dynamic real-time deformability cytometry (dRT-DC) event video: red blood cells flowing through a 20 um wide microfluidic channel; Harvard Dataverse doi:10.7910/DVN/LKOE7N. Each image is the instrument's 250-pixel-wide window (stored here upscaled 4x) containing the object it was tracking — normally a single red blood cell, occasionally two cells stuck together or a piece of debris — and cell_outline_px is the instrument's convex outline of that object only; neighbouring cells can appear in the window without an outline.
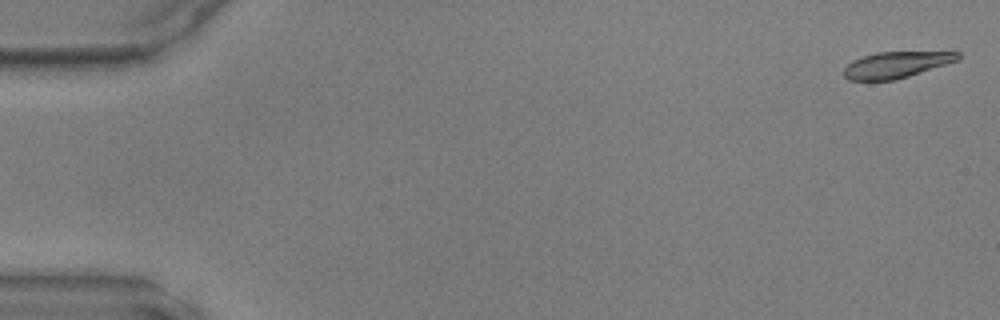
{"species": "common noctule bat (a hibernating species)", "species_latin": "Nyctalus noctula", "temperature_condition": "warm", "stored_images_in_passage": 48, "camera_frame_rate_fps": 3000, "um_per_image_px": 0.085, "animal": {"sex": "male", "body_mass_g": 17.9, "forearm_length_mm": 54.2}, "frame": {"image": 1, "passage_image": 1, "time_ms": 0.0, "image_size_px": [1000, 320], "cell_outline_px": [[960, 56], [956, 60], [896, 80], [848, 80], [844, 76], [844, 68], [852, 60], [876, 52], [960, 52]], "centroid_in_image_um": [76.11, 5.5], "position_along_channel_um": 8.9, "area_um2": 17.05}}
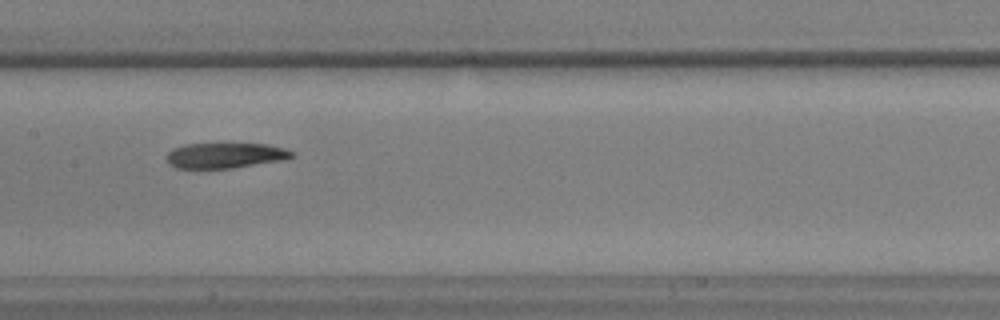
{"frame": {"image": 2, "passage_image": 24, "time_ms": 7.667, "image_size_px": [1000, 320], "cell_outline_px": [[296, 156], [284, 160], [232, 168], [176, 168], [168, 164], [168, 152], [172, 148], [188, 144], [268, 144], [284, 148], [296, 152]], "centroid_in_image_um": [19.2, 13.21], "position_along_channel_um": 188.2, "area_um2": 18.55}}
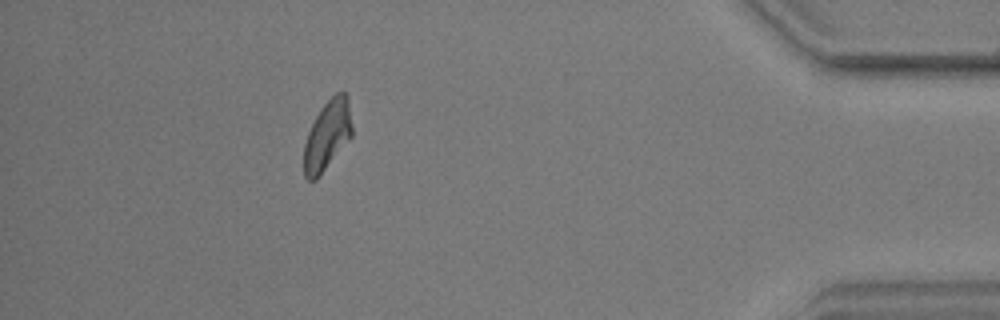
{"frame": {"image": 3, "passage_image": 43, "time_ms": 14.0, "image_size_px": [1000, 320], "cell_outline_px": [[352, 136], [320, 176], [316, 180], [308, 180], [304, 176], [304, 144], [308, 132], [320, 108], [336, 92], [344, 92], [348, 96], [352, 128]], "centroid_in_image_um": [27.82, 11.51], "position_along_channel_um": 407.4, "area_um2": 19.54}}